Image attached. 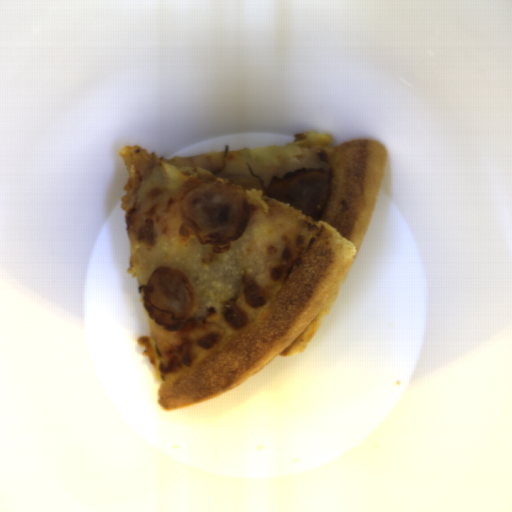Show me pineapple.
Returning a JSON list of instances; mask_svg holds the SVG:
<instances>
[{
  "label": "pineapple",
  "instance_id": "1",
  "mask_svg": "<svg viewBox=\"0 0 512 512\" xmlns=\"http://www.w3.org/2000/svg\"><path fill=\"white\" fill-rule=\"evenodd\" d=\"M127 168L128 179L125 183V192L121 200L122 209L132 200L135 192L143 183L156 160L143 148L124 146L119 153Z\"/></svg>",
  "mask_w": 512,
  "mask_h": 512
}]
</instances>
